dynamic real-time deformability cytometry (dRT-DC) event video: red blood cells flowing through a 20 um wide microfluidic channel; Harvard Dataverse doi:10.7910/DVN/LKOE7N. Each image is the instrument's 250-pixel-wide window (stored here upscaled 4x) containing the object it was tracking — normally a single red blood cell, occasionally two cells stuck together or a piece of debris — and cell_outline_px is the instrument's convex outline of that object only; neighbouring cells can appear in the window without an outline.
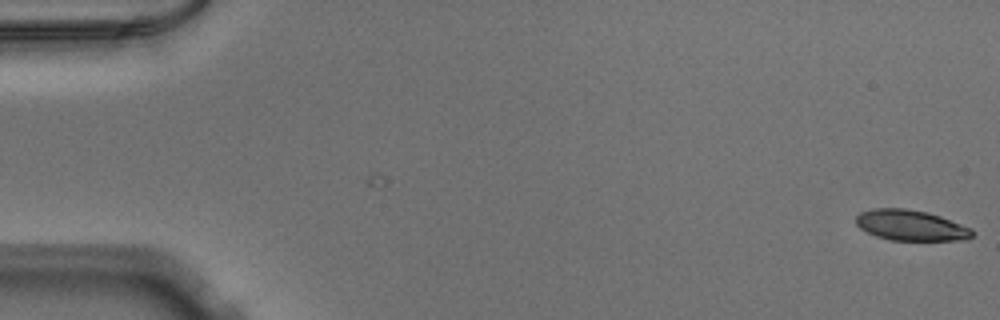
{"species": "Egyptian fruit bat (a non-hibernating species)", "species_latin": "Rousettus aegyptiacus", "temperature_condition": "warm", "stored_images_in_passage": 6, "camera_frame_rate_fps": 3000, "um_per_image_px": 0.085, "animal": {"sex": "male"}, "frame": {"image": 1, "passage_image": 6, "time_ms": 1.667, "image_size_px": [1000, 320], "cell_outline_px": [[972, 236], [968, 240], [892, 240], [876, 236], [860, 228], [856, 224], [856, 216], [860, 212], [876, 208], [904, 208], [928, 212], [940, 216], [972, 228]], "centroid_in_image_um": [77.43, 19.15], "position_along_channel_um": 7.6, "area_um2": 20.69}}